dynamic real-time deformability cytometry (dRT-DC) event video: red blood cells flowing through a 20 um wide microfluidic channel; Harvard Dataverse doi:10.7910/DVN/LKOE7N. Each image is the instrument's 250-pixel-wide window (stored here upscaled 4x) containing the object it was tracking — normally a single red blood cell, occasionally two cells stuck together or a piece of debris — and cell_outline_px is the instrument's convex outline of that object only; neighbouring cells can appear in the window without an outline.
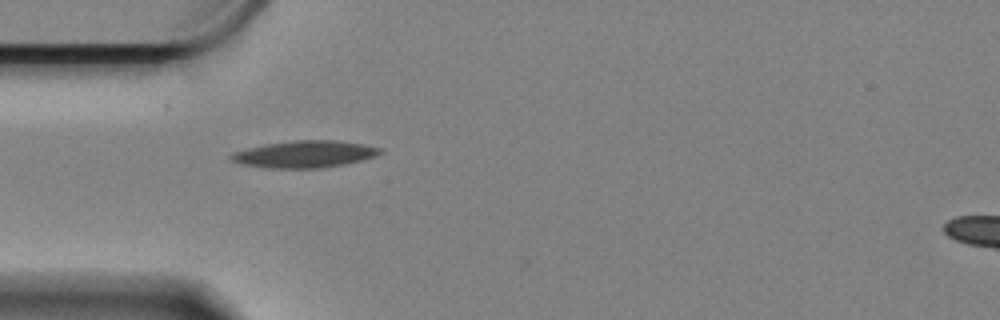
{"species": "Egyptian fruit bat (a non-hibernating species)", "species_latin": "Rousettus aegyptiacus", "temperature_condition": "cold", "stored_images_in_passage": 27, "camera_frame_rate_fps": 3000, "um_per_image_px": 0.085, "animal": {"sex": "female"}, "frame": {"image": 1, "passage_image": 1, "time_ms": 0.0, "image_size_px": [1000, 320], "cell_outline_px": [[384, 152], [360, 160], [344, 164], [320, 168], [272, 168], [244, 164], [232, 160], [228, 156], [232, 152], [264, 144], [292, 140], [336, 140], [364, 144], [384, 148]], "centroid_in_image_um": [25.91, 13.09], "position_along_channel_um": 59.1, "area_um2": 23.29}}
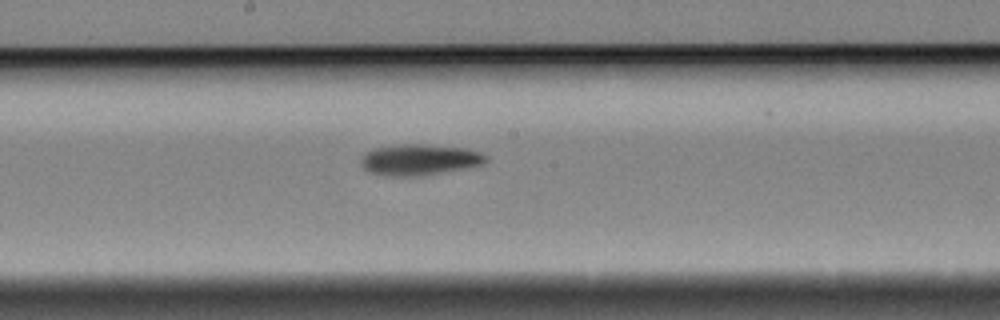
{"frame": {"image": 2, "passage_image": 15, "time_ms": 4.667, "image_size_px": [1000, 320], "cell_outline_px": [[488, 160], [484, 164], [464, 168], [408, 176], [388, 176], [372, 172], [364, 168], [360, 164], [360, 160], [364, 152], [372, 148], [400, 144], [428, 144], [464, 148], [480, 152], [488, 156]], "centroid_in_image_um": [35.62, 13.54], "position_along_channel_um": 212.6, "area_um2": 22.37}}
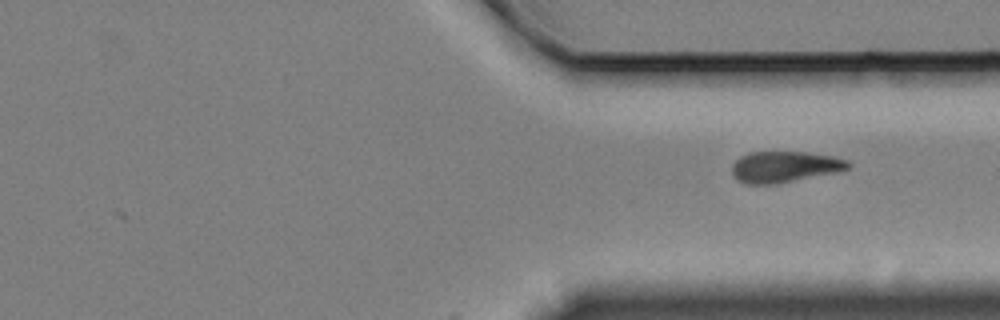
{"frame": {"image": 3, "passage_image": 27, "time_ms": 8.667, "image_size_px": [1000, 320], "cell_outline_px": [[852, 164], [848, 168], [832, 172], [772, 184], [748, 184], [740, 180], [732, 172], [732, 164], [740, 156], [748, 152], [808, 152], [832, 156], [848, 160]], "centroid_in_image_um": [66.66, 14.15], "position_along_channel_um": 344.7, "area_um2": 20.52}}